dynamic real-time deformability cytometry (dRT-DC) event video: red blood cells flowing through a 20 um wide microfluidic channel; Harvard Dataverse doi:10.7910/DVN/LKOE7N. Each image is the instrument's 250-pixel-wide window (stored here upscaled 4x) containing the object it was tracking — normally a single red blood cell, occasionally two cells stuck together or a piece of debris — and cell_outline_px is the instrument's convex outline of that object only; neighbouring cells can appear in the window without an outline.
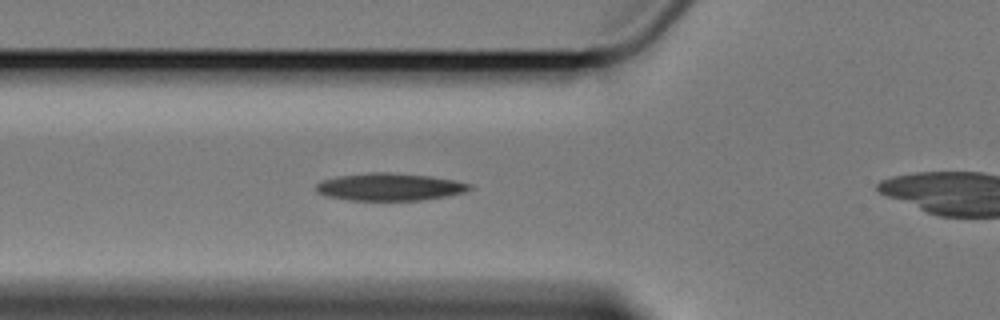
{"species": "Egyptian fruit bat (a non-hibernating species)", "species_latin": "Rousettus aegyptiacus", "temperature_condition": "cold", "stored_images_in_passage": 4, "camera_frame_rate_fps": 3000, "um_per_image_px": 0.085, "animal": {"sex": "female"}, "frame": {"image": 1, "passage_image": 3, "time_ms": 2.333, "image_size_px": [1000, 320], "cell_outline_px": [[472, 188], [464, 192], [448, 196], [420, 200], [348, 200], [324, 196], [316, 192], [316, 184], [320, 180], [336, 176], [368, 172], [388, 172], [432, 176], [472, 184]], "centroid_in_image_um": [33.07, 15.88], "position_along_channel_um": 92.7, "area_um2": 24.8}}